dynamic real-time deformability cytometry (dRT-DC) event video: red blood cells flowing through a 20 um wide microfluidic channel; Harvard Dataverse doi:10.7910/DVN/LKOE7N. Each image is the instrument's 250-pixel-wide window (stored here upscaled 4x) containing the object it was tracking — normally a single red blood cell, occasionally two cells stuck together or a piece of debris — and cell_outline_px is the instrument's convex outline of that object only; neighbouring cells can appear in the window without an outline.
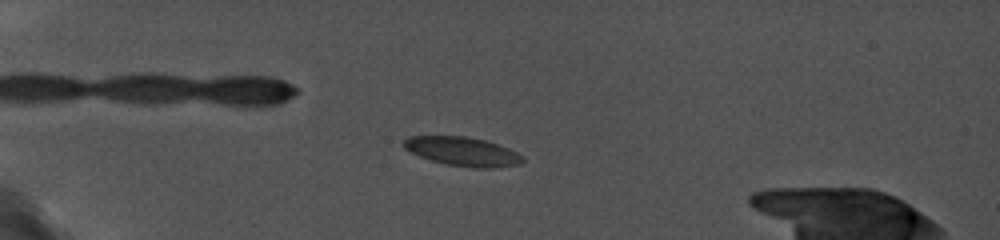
{"species": "common noctule bat (a hibernating species)", "species_latin": "Nyctalus noctula", "temperature_condition": "cold", "stored_images_in_passage": 89, "camera_frame_rate_fps": 5000, "um_per_image_px": 0.085, "animal": {"sex": "female", "body_mass_g": 19.0, "forearm_length_mm": 56.7}, "frame": {"image": 1, "passage_image": 37, "time_ms": 5.0, "image_size_px": [1000, 240], "cell_outline_px": [[524, 160], [520, 164], [492, 168], [472, 168], [444, 164], [420, 156], [404, 148], [400, 144], [408, 136], [464, 136], [484, 140], [508, 148], [524, 156]], "centroid_in_image_um": [39.3, 12.88], "position_along_channel_um": 45.7, "area_um2": 20.06}}
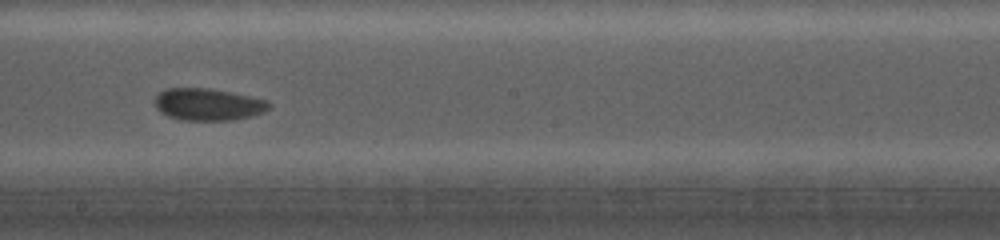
{"frame": {"image": 2, "passage_image": 63, "time_ms": 11.4, "image_size_px": [1000, 240], "cell_outline_px": [[272, 104], [264, 112], [252, 116], [232, 120], [184, 120], [168, 116], [160, 112], [156, 108], [156, 96], [160, 92], [168, 88], [208, 88], [268, 100]], "centroid_in_image_um": [17.7, 8.88], "position_along_channel_um": 230.5, "area_um2": 21.15}}
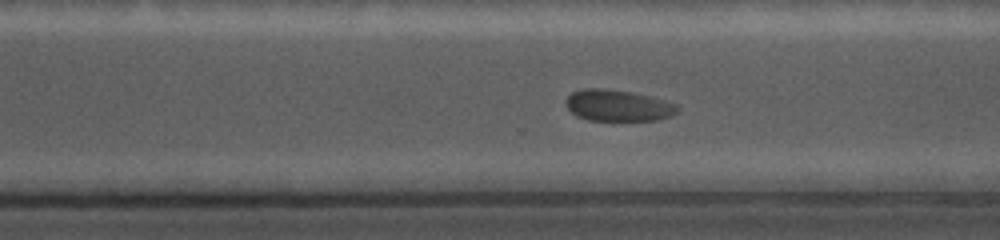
{"frame": {"image": 3, "passage_image": 80, "time_ms": 13.8, "image_size_px": [1000, 240], "cell_outline_px": [[680, 108], [676, 112], [668, 116], [656, 120], [588, 120], [576, 116], [564, 104], [564, 100], [572, 92], [584, 88], [604, 88], [632, 92], [664, 100], [676, 104]], "centroid_in_image_um": [52.47, 8.96], "position_along_channel_um": 318.1, "area_um2": 20.35}}